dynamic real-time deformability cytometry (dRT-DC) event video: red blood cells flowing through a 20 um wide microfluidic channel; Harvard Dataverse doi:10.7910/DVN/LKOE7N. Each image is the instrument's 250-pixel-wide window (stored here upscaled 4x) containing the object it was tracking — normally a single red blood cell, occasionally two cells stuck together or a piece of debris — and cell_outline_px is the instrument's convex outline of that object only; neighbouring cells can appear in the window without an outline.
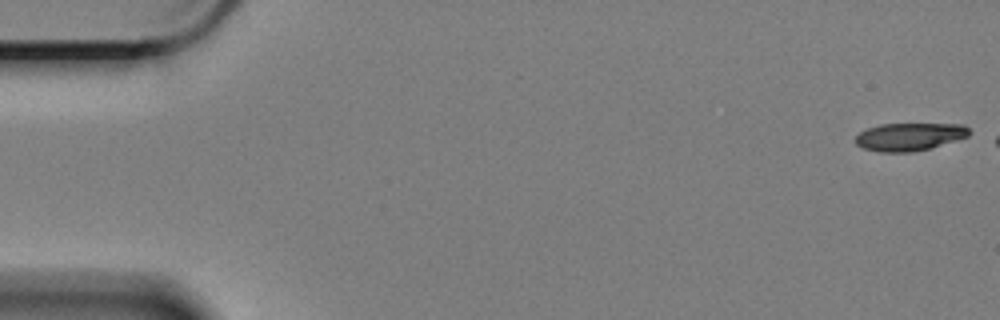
{"species": "Egyptian fruit bat (a non-hibernating species)", "species_latin": "Rousettus aegyptiacus", "temperature_condition": "cold", "stored_images_in_passage": 7, "camera_frame_rate_fps": 3000, "um_per_image_px": 0.085, "animal": {"sex": "female"}, "frame": {"image": 1, "passage_image": 1, "time_ms": 0.0, "image_size_px": [1000, 320], "cell_outline_px": [[972, 132], [968, 136], [956, 140], [928, 148], [912, 152], [880, 152], [864, 148], [856, 144], [856, 136], [860, 132], [868, 128], [880, 124], [964, 124]], "centroid_in_image_um": [77.31, 11.61], "position_along_channel_um": 7.7, "area_um2": 18.26}}